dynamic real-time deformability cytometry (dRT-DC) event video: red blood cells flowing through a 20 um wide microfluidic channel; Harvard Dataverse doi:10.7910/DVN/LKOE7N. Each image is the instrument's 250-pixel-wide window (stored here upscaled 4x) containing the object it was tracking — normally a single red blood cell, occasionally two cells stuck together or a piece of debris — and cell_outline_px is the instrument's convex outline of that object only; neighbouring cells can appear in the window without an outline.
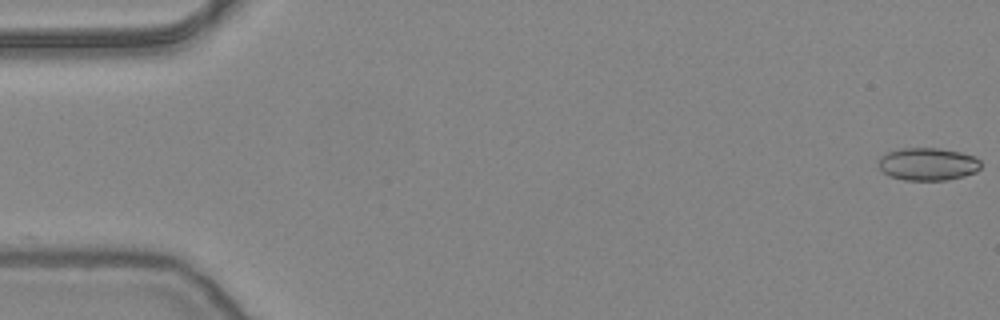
{"species": "common noctule bat (a hibernating species)", "species_latin": "Nyctalus noctula", "temperature_condition": "warm", "stored_images_in_passage": 13, "camera_frame_rate_fps": 3000, "um_per_image_px": 0.085, "animal": {"sex": "female", "body_mass_g": 24.6, "forearm_length_mm": 56.2}, "frame": {"image": 1, "passage_image": 1, "time_ms": 0.0, "image_size_px": [1000, 320], "cell_outline_px": [[980, 168], [976, 172], [964, 176], [948, 180], [904, 180], [888, 176], [880, 168], [880, 156], [888, 152], [900, 148], [936, 148], [960, 152], [976, 156], [980, 160]], "centroid_in_image_um": [78.89, 13.95], "position_along_channel_um": 6.1, "area_um2": 19.54}}